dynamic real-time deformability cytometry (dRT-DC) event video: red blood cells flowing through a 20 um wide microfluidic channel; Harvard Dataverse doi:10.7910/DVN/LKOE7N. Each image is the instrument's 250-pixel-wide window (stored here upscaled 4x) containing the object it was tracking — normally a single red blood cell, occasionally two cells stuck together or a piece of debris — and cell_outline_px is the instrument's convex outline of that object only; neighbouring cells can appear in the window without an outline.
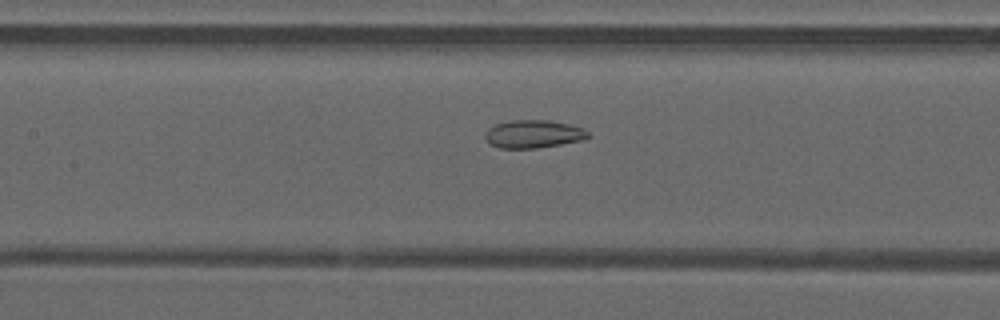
{"species": "common noctule bat (a hibernating species)", "species_latin": "Nyctalus noctula", "temperature_condition": "warm", "stored_images_in_passage": 35, "camera_frame_rate_fps": 3000, "um_per_image_px": 0.085, "animal": {"sex": "male", "forearm_length_mm": 52.5}, "frame": {"image": 1, "passage_image": 9, "time_ms": 2.667, "image_size_px": [1000, 320], "cell_outline_px": [[592, 136], [584, 140], [536, 148], [500, 148], [492, 144], [484, 136], [484, 132], [488, 128], [496, 124], [512, 120], [548, 120], [568, 124], [584, 128]], "centroid_in_image_um": [45.37, 11.39], "position_along_channel_um": 162.0, "area_um2": 16.76}}
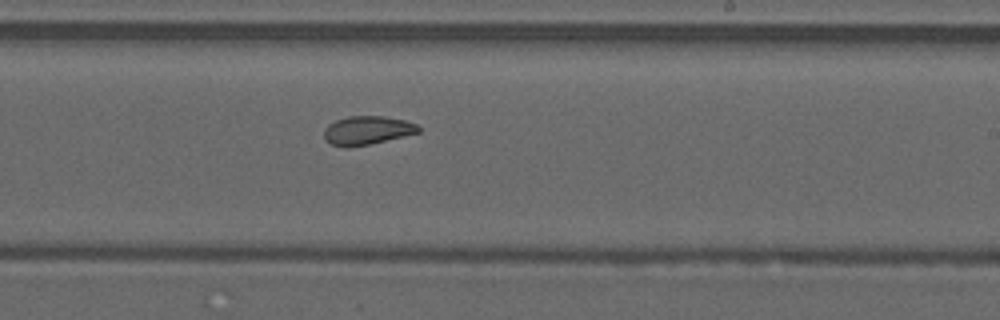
{"frame": {"image": 2, "passage_image": 16, "time_ms": 5.0, "image_size_px": [1000, 320], "cell_outline_px": [[420, 132], [368, 144], [348, 148], [344, 148], [332, 144], [324, 136], [324, 128], [328, 124], [336, 120], [348, 116], [384, 116], [404, 120], [416, 124], [420, 128]], "centroid_in_image_um": [31.18, 11.07], "position_along_channel_um": 257.8, "area_um2": 15.61}}
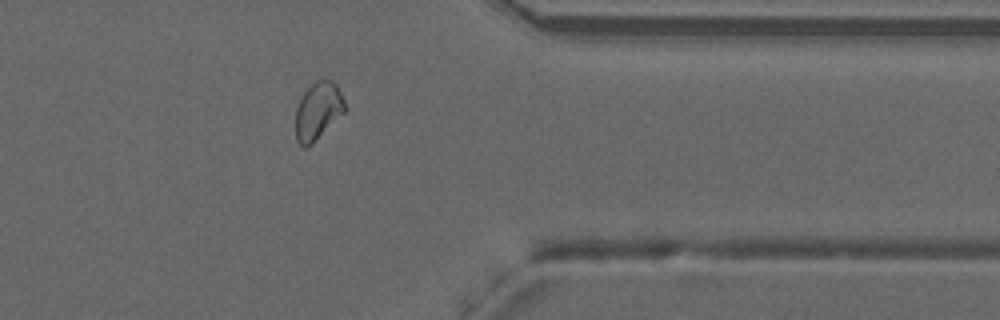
{"frame": {"image": 3, "passage_image": 26, "time_ms": 8.333, "image_size_px": [1000, 320], "cell_outline_px": [[348, 108], [312, 144], [304, 148], [296, 140], [296, 108], [300, 96], [316, 80], [332, 80], [336, 84]], "centroid_in_image_um": [27.03, 9.42], "position_along_channel_um": 384.4, "area_um2": 16.47}, "authors_computed_cell_mechanics": {"area_um2": 16.473, "velocity_mm_per_s": 4.1295, "shape_relaxation_time_tau1_ms": null, "shape_relaxation_time_tau2_ms": 1.5226, "deformation_change_tau1": null, "deformation_change_tau2": 0.0654}}